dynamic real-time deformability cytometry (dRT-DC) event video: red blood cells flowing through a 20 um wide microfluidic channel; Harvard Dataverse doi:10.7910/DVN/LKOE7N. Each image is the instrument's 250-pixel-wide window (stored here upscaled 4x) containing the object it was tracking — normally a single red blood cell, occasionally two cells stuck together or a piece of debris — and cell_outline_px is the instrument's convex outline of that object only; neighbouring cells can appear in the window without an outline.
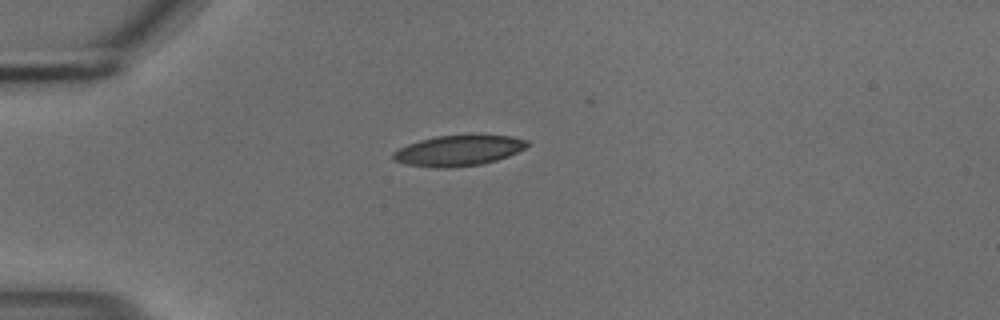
{"species": "common noctule bat (a hibernating species)", "species_latin": "Nyctalus noctula", "temperature_condition": "cold", "stored_images_in_passage": 35, "camera_frame_rate_fps": 3000, "um_per_image_px": 0.085, "animal": {"sex": "male", "body_mass_g": 18.8}, "frame": {"image": 1, "passage_image": 1, "time_ms": 0.0, "image_size_px": [1000, 320], "cell_outline_px": [[528, 144], [524, 148], [508, 156], [496, 160], [480, 164], [452, 168], [432, 168], [404, 164], [392, 160], [392, 152], [408, 144], [420, 140], [436, 136], [468, 132], [480, 132], [512, 136], [528, 140]], "centroid_in_image_um": [38.98, 12.75], "position_along_channel_um": 46.0, "area_um2": 24.97}}
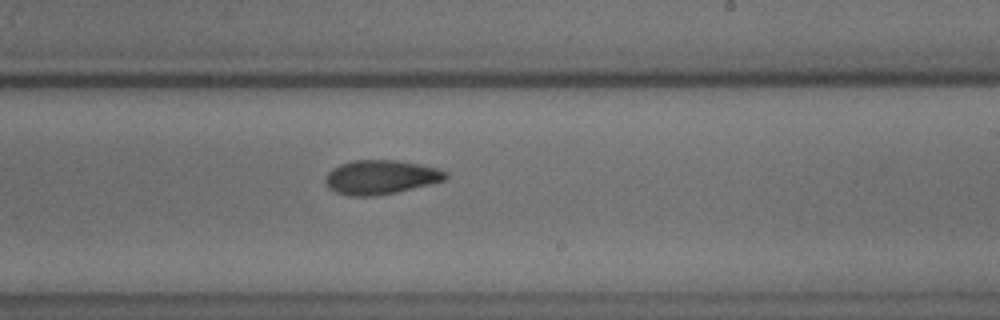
{"frame": {"image": 2, "passage_image": 20, "time_ms": 6.333, "image_size_px": [1000, 320], "cell_outline_px": [[448, 176], [444, 180], [396, 192], [372, 196], [348, 196], [336, 192], [328, 188], [324, 184], [324, 176], [332, 168], [340, 164], [352, 160], [396, 160], [420, 164], [440, 168], [448, 172]], "centroid_in_image_um": [32.32, 15.05], "position_along_channel_um": 256.7, "area_um2": 24.1}}
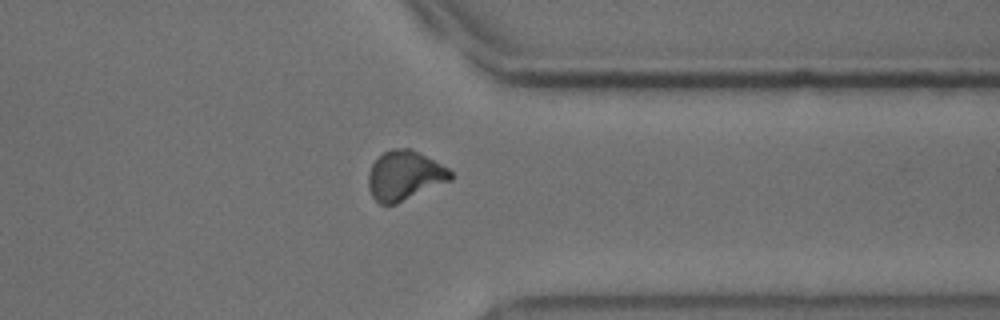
{"frame": {"image": 3, "passage_image": 30, "time_ms": 9.667, "image_size_px": [1000, 320], "cell_outline_px": [[452, 180], [396, 204], [380, 204], [372, 196], [368, 188], [368, 172], [372, 164], [384, 152], [392, 148], [408, 148], [448, 168], [452, 172]], "centroid_in_image_um": [34.37, 14.94], "position_along_channel_um": 377.0, "area_um2": 23.47}, "authors_computed_cell_mechanics": {"area_um2": 23.8714, "velocity_mm_per_s": 3.6771, "shape_relaxation_time_tau1_ms": 6.3756, "shape_relaxation_time_tau2_ms": 2.872, "deformation_change_tau1": 0.1757, "deformation_change_tau2": 0.0766}}